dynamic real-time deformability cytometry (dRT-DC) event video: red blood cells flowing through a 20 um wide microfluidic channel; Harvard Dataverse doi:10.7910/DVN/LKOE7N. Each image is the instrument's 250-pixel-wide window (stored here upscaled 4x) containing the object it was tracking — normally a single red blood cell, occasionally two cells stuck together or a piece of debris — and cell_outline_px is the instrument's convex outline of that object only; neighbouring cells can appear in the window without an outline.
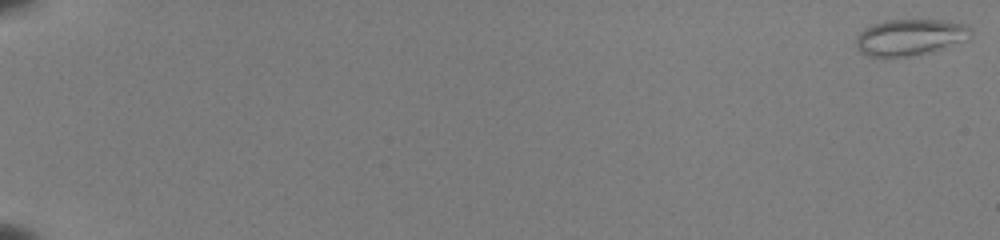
{"species": "common noctule bat (a hibernating species)", "species_latin": "Nyctalus noctula", "temperature_condition": "room temperature", "stored_images_in_passage": 54, "camera_frame_rate_fps": 3000, "um_per_image_px": 0.085, "animal": {"sex": "female", "body_mass_g": 22.0, "forearm_length_mm": 56.7}, "frame": {"image": 1, "passage_image": 1, "time_ms": 0.0, "image_size_px": [1000, 240], "cell_outline_px": [[972, 36], [924, 52], [908, 56], [868, 56], [860, 52], [856, 48], [856, 36], [864, 28], [888, 20], [940, 20], [964, 24], [972, 28]], "centroid_in_image_um": [77.27, 3.14], "position_along_channel_um": 7.7, "area_um2": 23.41}}
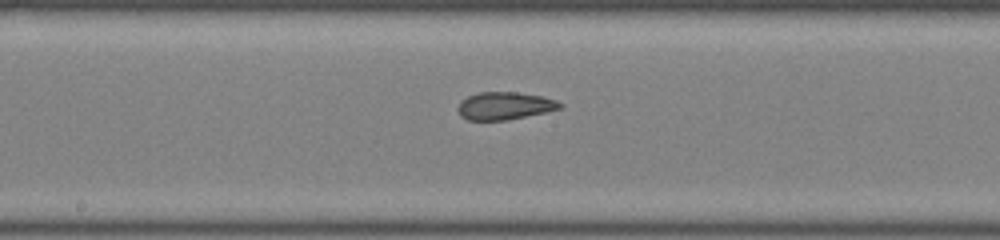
{"frame": {"image": 2, "passage_image": 32, "time_ms": 10.333, "image_size_px": [1000, 240], "cell_outline_px": [[564, 108], [504, 120], [468, 120], [460, 116], [456, 108], [460, 100], [468, 96], [480, 92], [516, 92], [540, 96], [556, 100], [564, 104]], "centroid_in_image_um": [42.86, 8.99], "position_along_channel_um": 205.3, "area_um2": 16.42}}
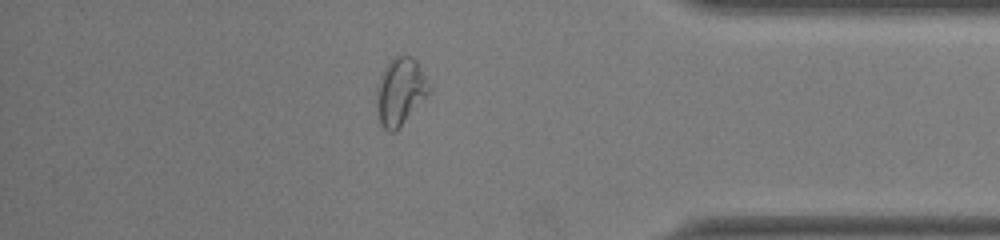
{"frame": {"image": 3, "passage_image": 48, "time_ms": 15.667, "image_size_px": [1000, 240], "cell_outline_px": [[432, 88], [396, 132], [388, 132], [380, 124], [376, 112], [376, 88], [380, 76], [384, 68], [396, 56], [412, 56], [416, 60]], "centroid_in_image_um": [33.99, 7.8], "position_along_channel_um": 401.2, "area_um2": 20.52}, "authors_computed_cell_mechanics": {"area_um2": 18.9006, "velocity_mm_per_s": 3.9832, "shape_relaxation_time_tau1_ms": null, "shape_relaxation_time_tau2_ms": 1.3841, "deformation_change_tau1": null, "deformation_change_tau2": 0.0719}}